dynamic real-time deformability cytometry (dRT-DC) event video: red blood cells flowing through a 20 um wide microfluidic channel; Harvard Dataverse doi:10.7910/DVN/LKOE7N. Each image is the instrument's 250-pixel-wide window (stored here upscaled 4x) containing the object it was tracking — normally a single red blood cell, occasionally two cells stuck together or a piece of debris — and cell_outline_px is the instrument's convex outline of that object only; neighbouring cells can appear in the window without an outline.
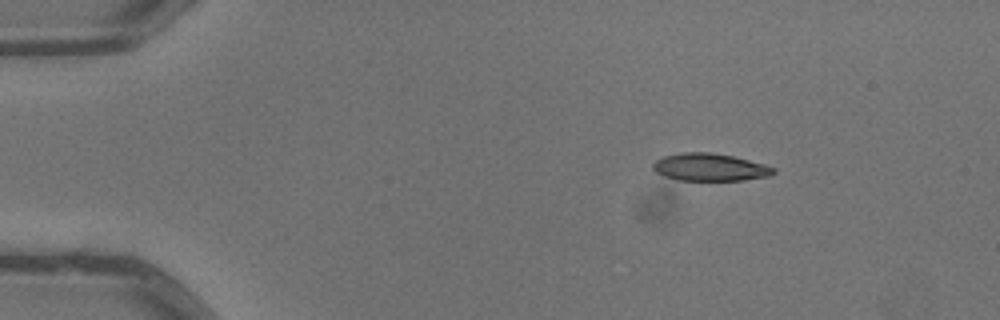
{"species": "common noctule bat (a hibernating species)", "species_latin": "Nyctalus noctula", "temperature_condition": "warm", "stored_images_in_passage": 3, "camera_frame_rate_fps": 3000, "um_per_image_px": 0.085, "animal": {"sex": "male", "body_mass_g": 13.3}, "frame": {"image": 1, "passage_image": 1, "time_ms": 0.0, "image_size_px": [1000, 320], "cell_outline_px": [[776, 172], [768, 176], [744, 180], [676, 180], [664, 176], [656, 172], [652, 168], [652, 164], [656, 160], [664, 156], [684, 152], [712, 152], [732, 156], [764, 164], [776, 168]], "centroid_in_image_um": [60.33, 14.21], "position_along_channel_um": 24.7, "area_um2": 19.31}}